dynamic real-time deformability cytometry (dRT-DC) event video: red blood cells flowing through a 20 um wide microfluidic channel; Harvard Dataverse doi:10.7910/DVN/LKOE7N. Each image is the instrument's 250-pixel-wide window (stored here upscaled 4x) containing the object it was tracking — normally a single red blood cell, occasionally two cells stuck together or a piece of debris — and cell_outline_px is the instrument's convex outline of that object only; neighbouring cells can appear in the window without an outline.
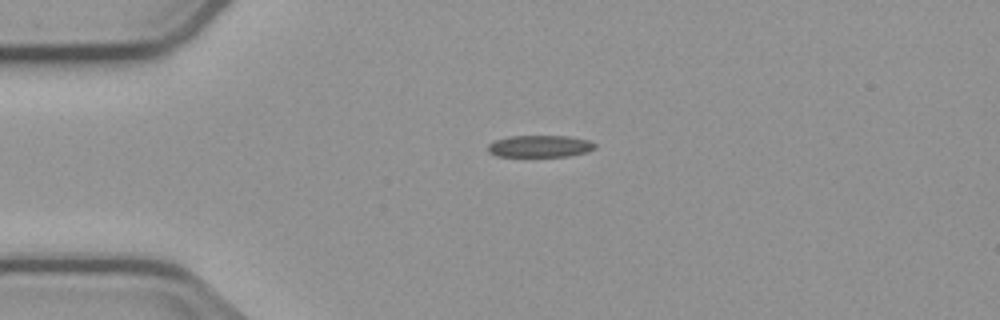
{"species": "common noctule bat (a hibernating species)", "species_latin": "Nyctalus noctula", "temperature_condition": "cold", "stored_images_in_passage": 6, "camera_frame_rate_fps": 3000, "um_per_image_px": 0.085, "animal": {"sex": "male", "body_mass_g": 23.1, "forearm_length_mm": 52.7}, "frame": {"image": 1, "passage_image": 1, "time_ms": 0.0, "image_size_px": [1000, 320], "cell_outline_px": [[596, 148], [588, 152], [568, 156], [496, 156], [488, 152], [488, 144], [496, 140], [508, 136], [568, 136], [588, 140], [596, 144]], "centroid_in_image_um": [45.9, 12.43], "position_along_channel_um": 39.1, "area_um2": 13.7}}
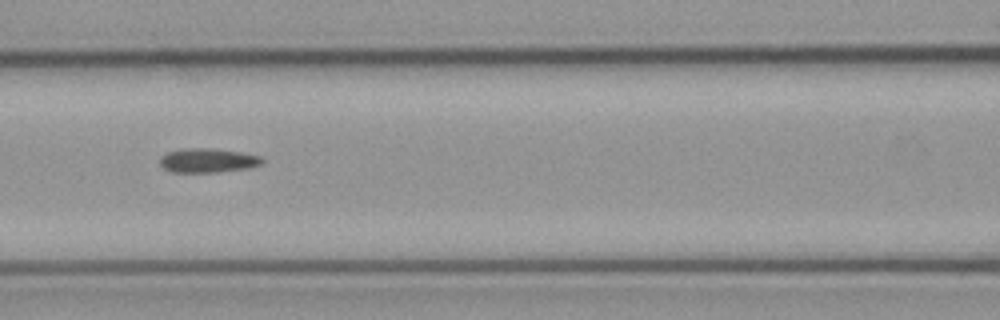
{"frame": {"image": 2, "passage_image": 4, "time_ms": 3.667, "image_size_px": [1000, 320], "cell_outline_px": [[264, 160], [260, 164], [248, 168], [220, 172], [172, 172], [164, 168], [160, 164], [160, 156], [168, 152], [192, 148], [208, 148], [240, 152], [260, 156]], "centroid_in_image_um": [17.66, 13.65], "position_along_channel_um": 148.9, "area_um2": 14.22}}
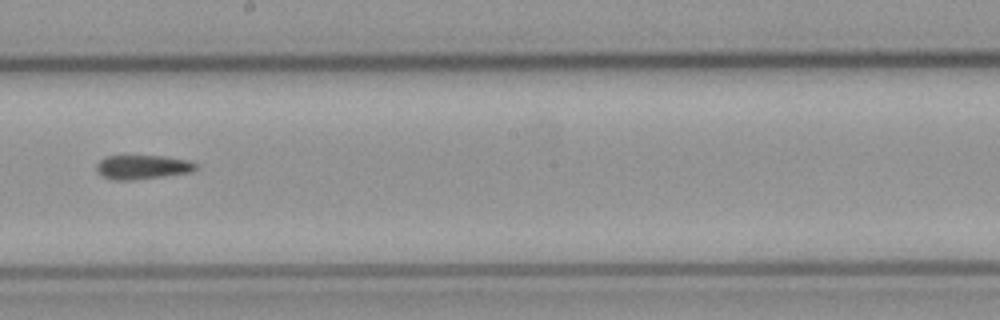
{"frame": {"image": 3, "passage_image": 6, "time_ms": 6.0, "image_size_px": [1000, 320], "cell_outline_px": [[196, 168], [192, 172], [132, 180], [112, 180], [96, 172], [96, 164], [104, 156], [164, 156], [188, 160], [196, 164]], "centroid_in_image_um": [12.07, 14.2], "position_along_channel_um": 236.1, "area_um2": 13.93}}